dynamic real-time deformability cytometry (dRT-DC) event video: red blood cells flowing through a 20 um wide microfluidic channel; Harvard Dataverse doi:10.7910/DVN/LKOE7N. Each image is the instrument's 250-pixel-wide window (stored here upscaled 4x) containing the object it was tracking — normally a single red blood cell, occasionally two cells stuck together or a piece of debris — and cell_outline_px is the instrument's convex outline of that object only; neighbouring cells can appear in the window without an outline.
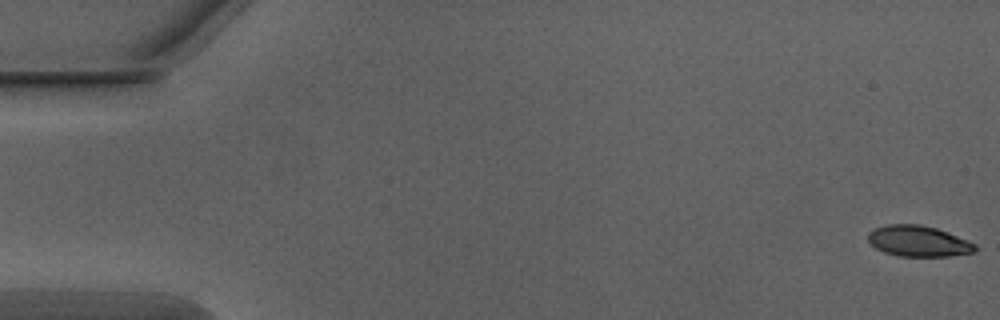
{"species": "Egyptian fruit bat (a non-hibernating species)", "species_latin": "Rousettus aegyptiacus", "temperature_condition": "warm", "stored_images_in_passage": 49, "camera_frame_rate_fps": 3000, "um_per_image_px": 0.085, "animal": {"sex": "male"}, "frame": {"image": 1, "passage_image": 1, "time_ms": 0.0, "image_size_px": [1000, 320], "cell_outline_px": [[976, 252], [948, 256], [900, 256], [884, 252], [876, 248], [868, 240], [868, 232], [872, 228], [888, 224], [920, 224], [936, 228], [948, 232], [968, 240], [976, 244]], "centroid_in_image_um": [78.06, 20.48], "position_along_channel_um": 6.9, "area_um2": 19.36}}
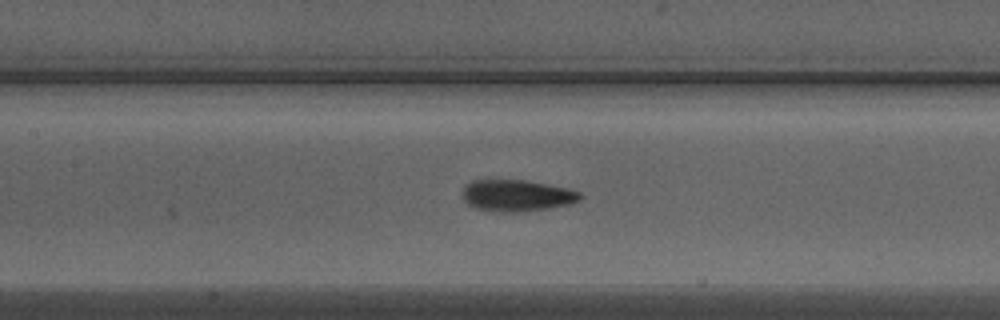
{"frame": {"image": 2, "passage_image": 24, "time_ms": 7.667, "image_size_px": [1000, 320], "cell_outline_px": [[584, 196], [580, 200], [572, 204], [548, 208], [516, 212], [492, 212], [476, 208], [468, 204], [464, 200], [464, 188], [472, 180], [524, 180], [568, 188], [580, 192]], "centroid_in_image_um": [43.97, 16.63], "position_along_channel_um": 163.4, "area_um2": 21.62}}
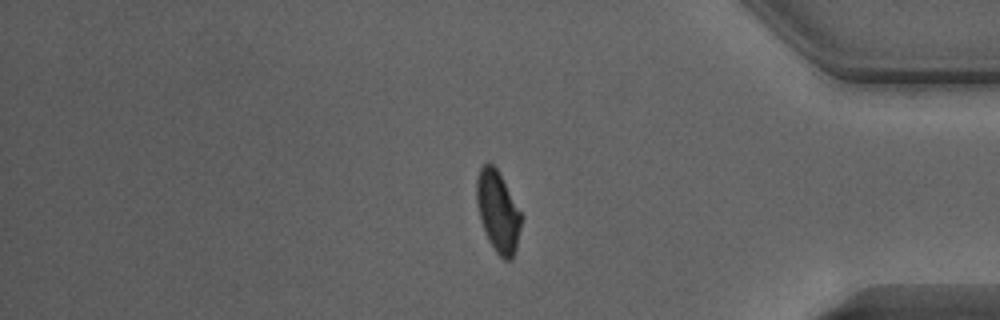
{"frame": {"image": 3, "passage_image": 43, "time_ms": 14.0, "image_size_px": [1000, 320], "cell_outline_px": [[524, 216], [516, 248], [512, 260], [504, 260], [496, 252], [488, 240], [480, 220], [476, 200], [476, 180], [480, 168], [488, 160], [496, 168]], "centroid_in_image_um": [42.34, 17.99], "position_along_channel_um": 392.9, "area_um2": 21.33}, "authors_computed_cell_mechanics": {"area_um2": 21.2126, "velocity_mm_per_s": 4.0453, "shape_relaxation_time_tau1_ms": 4.1464, "shape_relaxation_time_tau2_ms": 1.474, "deformation_change_tau1": 0.1621, "deformation_change_tau2": 0.0728}}